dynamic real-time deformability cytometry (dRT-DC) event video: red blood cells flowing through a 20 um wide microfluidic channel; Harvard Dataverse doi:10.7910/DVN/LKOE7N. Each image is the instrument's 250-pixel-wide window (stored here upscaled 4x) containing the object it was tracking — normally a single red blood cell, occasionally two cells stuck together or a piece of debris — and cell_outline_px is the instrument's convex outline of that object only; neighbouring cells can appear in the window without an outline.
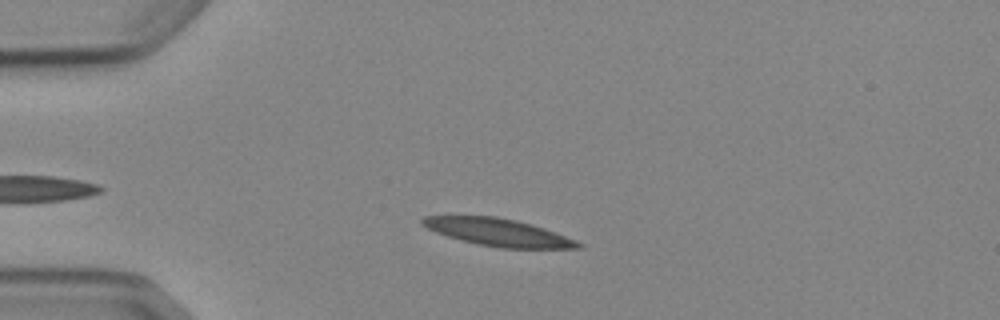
{"species": "Egyptian fruit bat (a non-hibernating species)", "species_latin": "Rousettus aegyptiacus", "temperature_condition": "cold", "stored_images_in_passage": 4, "camera_frame_rate_fps": 3000, "um_per_image_px": 0.085, "animal": {"sex": "female"}, "frame": {"image": 1, "passage_image": 3, "time_ms": 2.333, "image_size_px": [1000, 320], "cell_outline_px": [[584, 248], [500, 248], [476, 244], [448, 236], [436, 232], [420, 224], [420, 220], [424, 216], [496, 216], [516, 220], [532, 224], [544, 228], [576, 240], [584, 244]], "centroid_in_image_um": [42.36, 19.75], "position_along_channel_um": 42.6, "area_um2": 24.85}}